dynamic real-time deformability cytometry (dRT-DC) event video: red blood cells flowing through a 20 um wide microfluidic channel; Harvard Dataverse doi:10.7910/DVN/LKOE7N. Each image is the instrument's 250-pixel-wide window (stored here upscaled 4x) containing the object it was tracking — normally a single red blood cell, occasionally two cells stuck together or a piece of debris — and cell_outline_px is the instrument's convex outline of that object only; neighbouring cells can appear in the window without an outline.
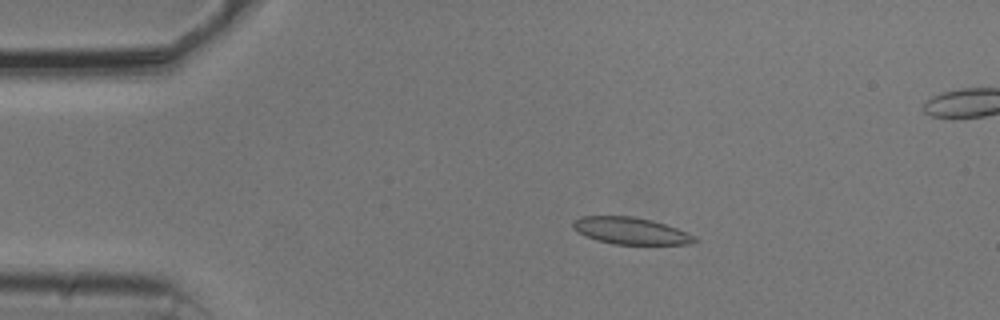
{"species": "common noctule bat (a hibernating species)", "species_latin": "Nyctalus noctula", "temperature_condition": "cold", "stored_images_in_passage": 55, "segment_of_instrument_passage": [1, 2], "camera_frame_rate_fps": 3000, "um_per_image_px": 0.085, "animal": {"sex": "male", "body_mass_g": 20.5, "forearm_length_mm": 52.5}, "frame": {"image": 1, "passage_image": 10, "time_ms": 3.0, "image_size_px": [1000, 320], "cell_outline_px": [[700, 240], [688, 244], [612, 244], [596, 240], [584, 236], [572, 228], [572, 220], [580, 216], [632, 216], [652, 220], [676, 228]], "centroid_in_image_um": [53.52, 19.61], "position_along_channel_um": 31.5, "area_um2": 19.02}}
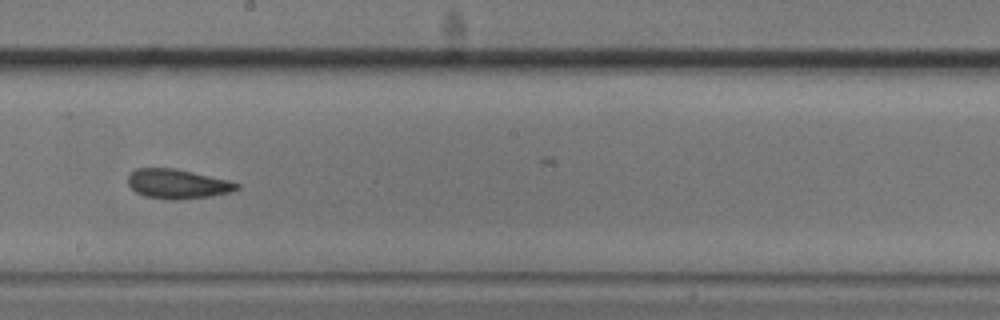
{"frame": {"image": 2, "passage_image": 30, "time_ms": 9.667, "image_size_px": [1000, 320], "cell_outline_px": [[240, 188], [232, 192], [212, 196], [176, 200], [168, 200], [144, 196], [136, 192], [128, 184], [128, 176], [136, 168], [176, 168], [228, 180], [240, 184]], "centroid_in_image_um": [15.11, 15.64], "position_along_channel_um": 233.1, "area_um2": 18.84}}
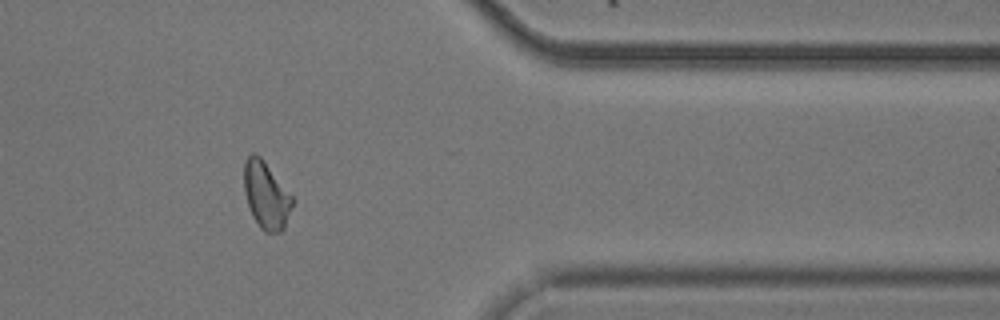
{"frame": {"image": 3, "passage_image": 44, "time_ms": 14.333, "image_size_px": [1000, 320], "cell_outline_px": [[292, 204], [284, 228], [280, 232], [264, 232], [260, 228], [252, 216], [244, 192], [244, 160], [252, 152], [256, 152], [260, 156], [292, 196]], "centroid_in_image_um": [22.59, 16.58], "position_along_channel_um": 388.8, "area_um2": 18.67}}